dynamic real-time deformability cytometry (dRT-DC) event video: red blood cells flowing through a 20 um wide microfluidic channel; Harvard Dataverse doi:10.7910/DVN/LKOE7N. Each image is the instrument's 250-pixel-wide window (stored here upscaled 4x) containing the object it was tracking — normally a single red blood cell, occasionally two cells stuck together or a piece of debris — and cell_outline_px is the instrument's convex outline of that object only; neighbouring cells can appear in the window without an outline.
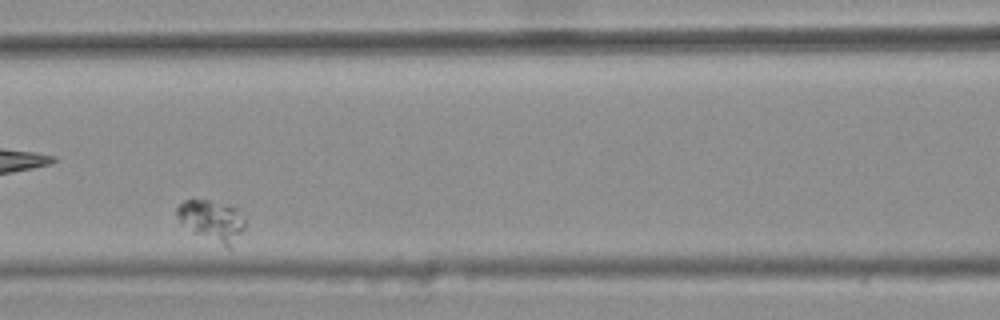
{"species": "common noctule bat (a hibernating species)", "species_latin": "Nyctalus noctula", "temperature_condition": "warm", "stored_images_in_passage": 32, "camera_frame_rate_fps": 3000, "um_per_image_px": 0.085, "animal": {"sex": "female", "body_mass_g": 25.1}, "frame": {"image": 1, "passage_image": 10, "time_ms": 3.0, "image_size_px": [1000, 320], "cell_outline_px": [[244, 228], [232, 248], [228, 248], [192, 232], [176, 216], [176, 208], [184, 200], [208, 200], [236, 208], [244, 216]], "centroid_in_image_um": [18.03, 18.77], "position_along_channel_um": 148.6, "area_um2": 16.13}}
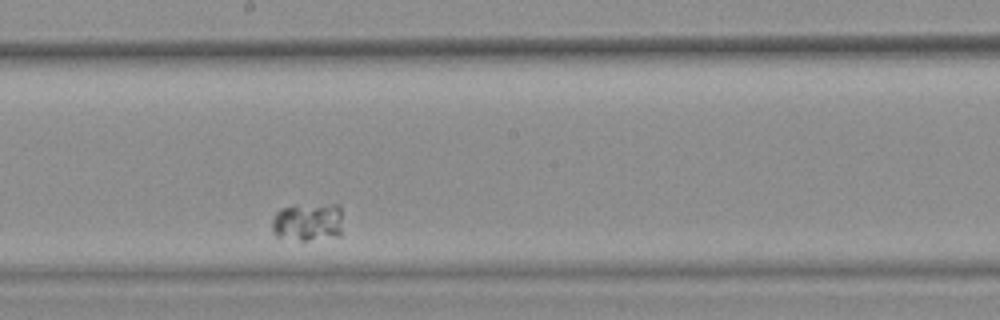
{"frame": {"image": 2, "passage_image": 17, "time_ms": 5.333, "image_size_px": [1000, 320], "cell_outline_px": [[340, 236], [308, 240], [300, 240], [276, 236], [272, 228], [272, 220], [276, 212], [280, 208], [292, 204], [340, 204]], "centroid_in_image_um": [26.14, 18.83], "position_along_channel_um": 222.1, "area_um2": 15.95}}
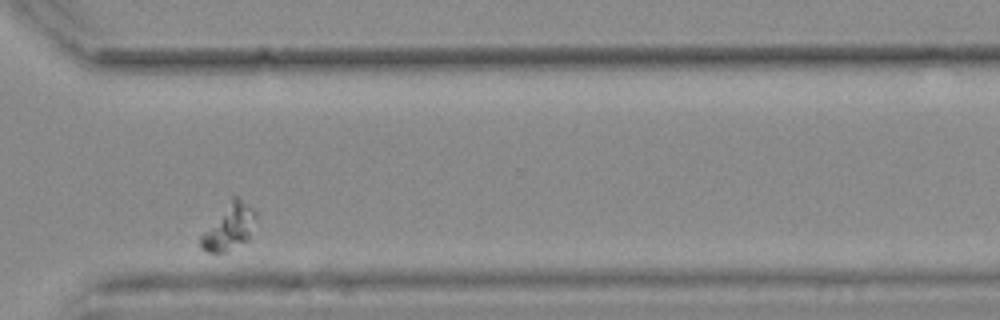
{"frame": {"image": 3, "passage_image": 29, "time_ms": 9.333, "image_size_px": [1000, 320], "cell_outline_px": [[256, 216], [248, 240], [228, 252], [208, 252], [200, 248], [200, 236], [232, 196], [236, 196], [252, 208], [256, 212]], "centroid_in_image_um": [19.46, 19.32], "position_along_channel_um": 351.1, "area_um2": 14.57}}